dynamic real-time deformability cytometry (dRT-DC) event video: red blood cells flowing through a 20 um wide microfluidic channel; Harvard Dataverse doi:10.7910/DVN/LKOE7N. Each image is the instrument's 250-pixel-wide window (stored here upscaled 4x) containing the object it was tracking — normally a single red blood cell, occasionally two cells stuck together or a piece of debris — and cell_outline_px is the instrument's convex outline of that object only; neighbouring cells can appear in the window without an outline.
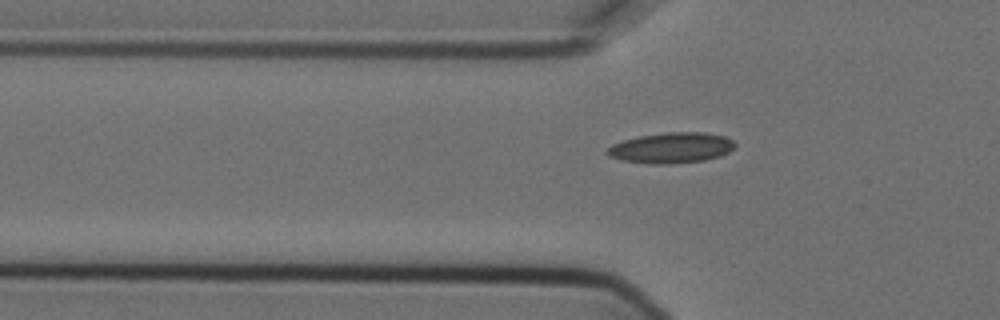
{"species": "Egyptian fruit bat (a non-hibernating species)", "species_latin": "Rousettus aegyptiacus", "temperature_condition": "cold", "stored_images_in_passage": 6, "segment_of_instrument_passage": [2, 2], "camera_frame_rate_fps": 3000, "um_per_image_px": 0.085, "animal": {"sex": "female"}, "frame": {"image": 1, "passage_image": 6, "time_ms": 1.667, "image_size_px": [1000, 320], "cell_outline_px": [[736, 144], [728, 152], [720, 156], [704, 160], [668, 164], [652, 164], [620, 160], [608, 156], [604, 152], [612, 144], [624, 140], [640, 136], [668, 132], [704, 132], [724, 136], [732, 140]], "centroid_in_image_um": [57.03, 12.57], "position_along_channel_um": 68.8, "area_um2": 22.72}}